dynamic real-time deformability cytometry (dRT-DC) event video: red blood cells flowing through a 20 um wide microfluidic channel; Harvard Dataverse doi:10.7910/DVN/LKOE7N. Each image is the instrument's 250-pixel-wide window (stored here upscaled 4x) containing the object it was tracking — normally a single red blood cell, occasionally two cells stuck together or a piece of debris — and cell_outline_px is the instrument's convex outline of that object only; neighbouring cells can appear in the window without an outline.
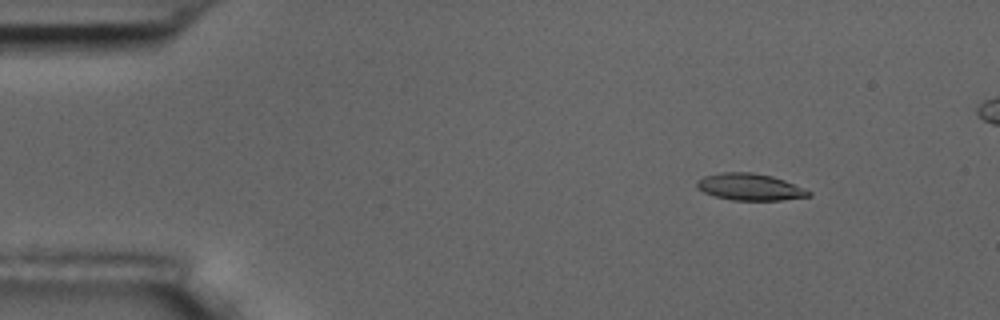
{"species": "common noctule bat (a hibernating species)", "species_latin": "Nyctalus noctula", "temperature_condition": "room temperature", "stored_images_in_passage": 5, "camera_frame_rate_fps": 3000, "um_per_image_px": 0.085, "animal": {"sex": "male", "body_mass_g": 17.5, "forearm_length_mm": 52.3}, "frame": {"image": 1, "passage_image": 2, "time_ms": 1.333, "image_size_px": [1000, 320], "cell_outline_px": [[812, 196], [780, 200], [732, 200], [716, 196], [704, 192], [696, 188], [696, 180], [704, 176], [720, 172], [752, 172], [772, 176], [784, 180], [812, 192]], "centroid_in_image_um": [63.72, 15.88], "position_along_channel_um": 21.3, "area_um2": 17.46}}